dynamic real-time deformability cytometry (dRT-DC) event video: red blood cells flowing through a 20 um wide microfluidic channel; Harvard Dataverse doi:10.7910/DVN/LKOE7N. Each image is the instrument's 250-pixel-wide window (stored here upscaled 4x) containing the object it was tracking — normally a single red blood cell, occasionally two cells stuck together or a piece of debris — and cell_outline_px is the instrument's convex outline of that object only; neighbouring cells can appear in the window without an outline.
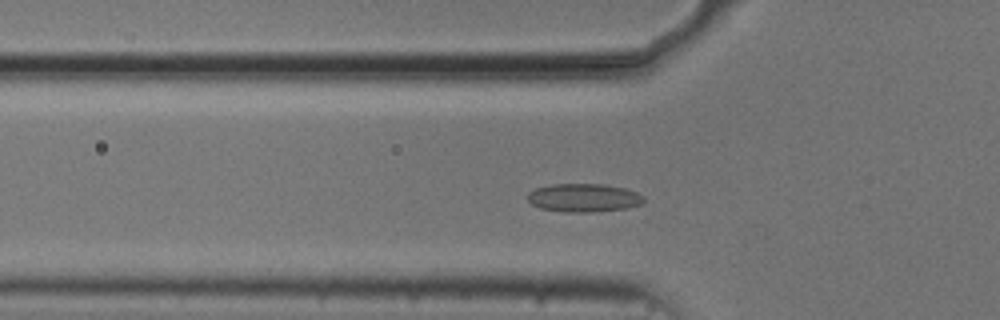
{"species": "common noctule bat (a hibernating species)", "species_latin": "Nyctalus noctula", "temperature_condition": "cold", "stored_images_in_passage": 50, "camera_frame_rate_fps": 3000, "um_per_image_px": 0.085, "animal": {"sex": "male", "body_mass_g": 20.5, "forearm_length_mm": 52.5}, "frame": {"image": 1, "passage_image": 14, "time_ms": 4.333, "image_size_px": [1000, 320], "cell_outline_px": [[644, 204], [628, 208], [596, 212], [564, 212], [540, 208], [532, 204], [528, 200], [528, 192], [536, 188], [552, 184], [604, 184], [624, 188], [636, 192], [644, 196]], "centroid_in_image_um": [49.65, 16.82], "position_along_channel_um": 76.2, "area_um2": 19.36}}
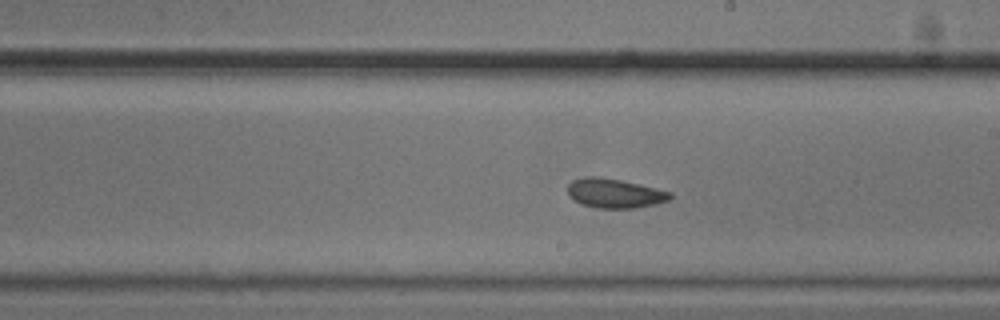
{"frame": {"image": 2, "passage_image": 27, "time_ms": 8.667, "image_size_px": [1000, 320], "cell_outline_px": [[672, 196], [668, 200], [656, 204], [636, 208], [596, 208], [580, 204], [568, 196], [568, 184], [572, 180], [584, 176], [600, 176], [620, 180], [672, 192]], "centroid_in_image_um": [52.2, 16.43], "position_along_channel_um": 236.8, "area_um2": 17.63}}
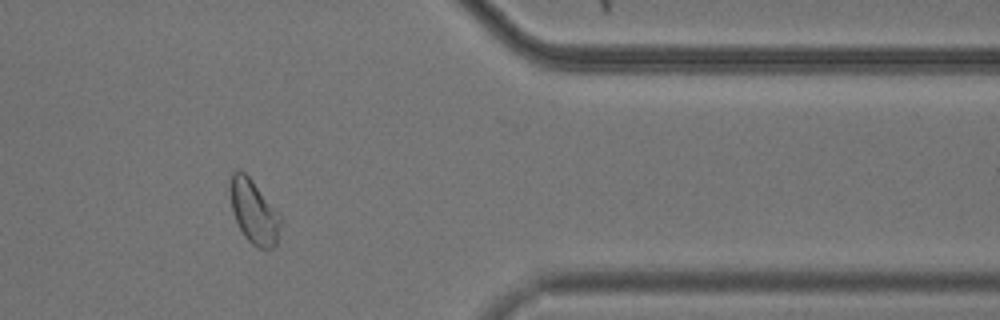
{"frame": {"image": 3, "passage_image": 41, "time_ms": 13.333, "image_size_px": [1000, 320], "cell_outline_px": [[280, 224], [276, 244], [272, 248], [260, 248], [252, 244], [244, 236], [232, 212], [228, 184], [232, 172], [236, 168], [244, 172], [252, 180], [280, 216]], "centroid_in_image_um": [21.52, 17.96], "position_along_channel_um": 389.9, "area_um2": 18.5}, "authors_computed_cell_mechanics": {"area_um2": 18.3515, "velocity_mm_per_s": 3.6888, "shape_relaxation_time_tau1_ms": null, "shape_relaxation_time_tau2_ms": 2.2225, "deformation_change_tau1": null, "deformation_change_tau2": 0.0758}}